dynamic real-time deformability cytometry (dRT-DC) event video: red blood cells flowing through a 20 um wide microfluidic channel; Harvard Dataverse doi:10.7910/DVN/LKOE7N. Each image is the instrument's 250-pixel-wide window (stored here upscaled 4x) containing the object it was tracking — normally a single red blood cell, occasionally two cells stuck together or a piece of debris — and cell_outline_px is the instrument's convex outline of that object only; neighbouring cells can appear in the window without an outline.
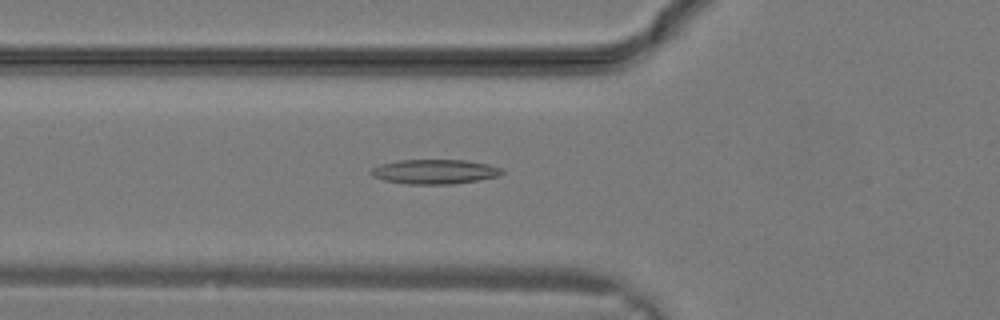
{"species": "common noctule bat (a hibernating species)", "species_latin": "Nyctalus noctula", "temperature_condition": "warm", "stored_images_in_passage": 15, "camera_frame_rate_fps": 3000, "um_per_image_px": 0.085, "animal": {"sex": "male", "body_mass_g": 19.2, "forearm_length_mm": 51.8}, "frame": {"image": 1, "passage_image": 11, "time_ms": 3.333, "image_size_px": [1000, 320], "cell_outline_px": [[504, 172], [496, 176], [476, 180], [452, 184], [404, 184], [384, 180], [372, 176], [368, 172], [372, 168], [380, 164], [400, 160], [464, 160], [488, 164], [500, 168]], "centroid_in_image_um": [36.88, 14.59], "position_along_channel_um": 88.9, "area_um2": 18.61}}
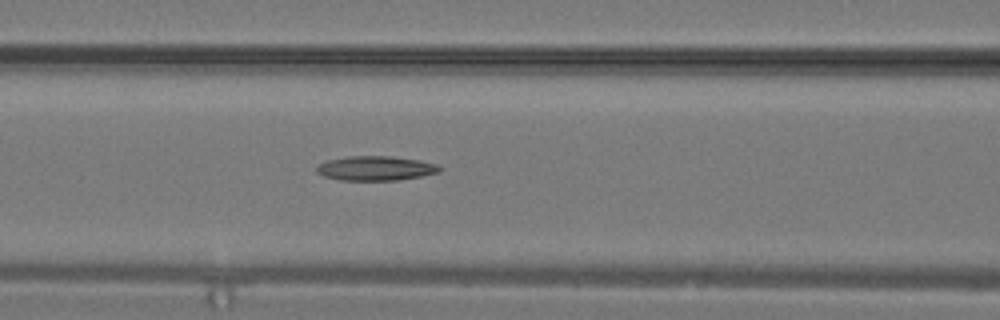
{"frame": {"image": 2, "passage_image": 13, "time_ms": 4.0, "image_size_px": [1000, 320], "cell_outline_px": [[440, 172], [420, 176], [396, 180], [340, 180], [324, 176], [316, 172], [316, 164], [328, 160], [348, 156], [392, 156], [420, 160], [436, 164], [440, 168]], "centroid_in_image_um": [31.89, 14.3], "position_along_channel_um": 134.7, "area_um2": 17.51}}
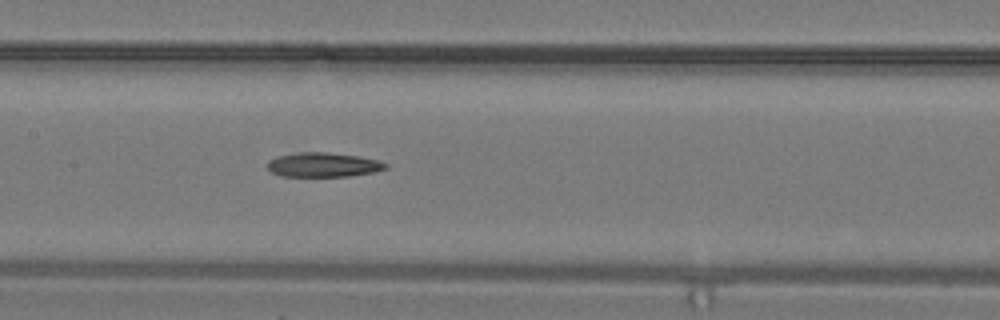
{"frame": {"image": 3, "passage_image": 15, "time_ms": 4.667, "image_size_px": [1000, 320], "cell_outline_px": [[388, 168], [372, 172], [348, 176], [280, 176], [272, 172], [268, 168], [268, 160], [280, 156], [300, 152], [328, 152], [356, 156], [376, 160], [388, 164]], "centroid_in_image_um": [27.46, 14.01], "position_along_channel_um": 179.9, "area_um2": 16.53}}